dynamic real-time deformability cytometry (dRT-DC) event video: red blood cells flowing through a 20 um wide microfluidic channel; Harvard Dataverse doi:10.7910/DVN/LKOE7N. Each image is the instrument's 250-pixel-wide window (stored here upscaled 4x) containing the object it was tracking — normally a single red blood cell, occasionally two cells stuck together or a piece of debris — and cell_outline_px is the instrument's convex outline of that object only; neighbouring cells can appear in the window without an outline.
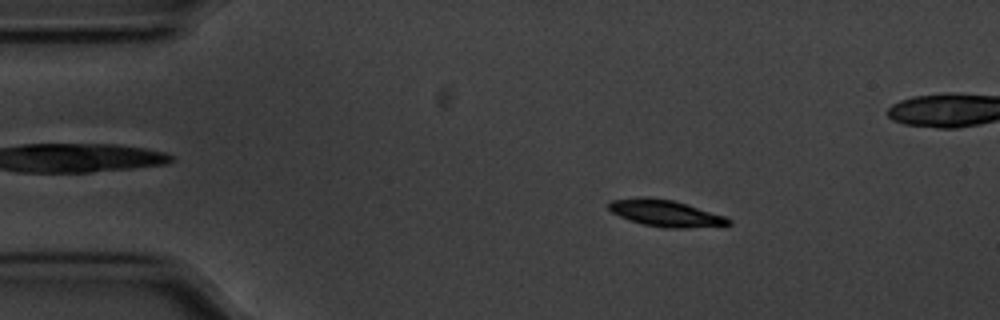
{"species": "common noctule bat (a hibernating species)", "species_latin": "Nyctalus noctula", "temperature_condition": "cold", "stored_images_in_passage": 41, "camera_frame_rate_fps": 3000, "um_per_image_px": 0.085, "animal": {"sex": "male", "body_mass_g": 20.1, "forearm_length_mm": 53.5}, "frame": {"image": 1, "passage_image": 9, "time_ms": 2.667, "image_size_px": [1000, 320], "cell_outline_px": [[732, 224], [680, 228], [664, 228], [644, 224], [620, 216], [612, 212], [608, 208], [608, 204], [612, 200], [644, 196], [648, 196], [672, 200], [728, 216], [732, 220]], "centroid_in_image_um": [56.59, 18.11], "position_along_channel_um": 28.4, "area_um2": 18.44}}
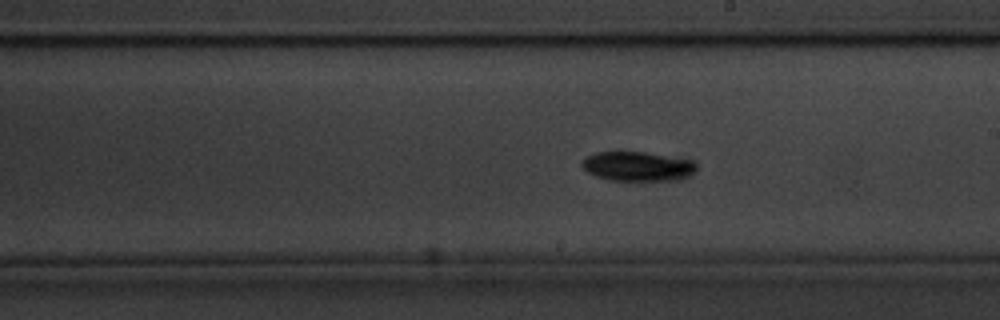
{"frame": {"image": 2, "passage_image": 31, "time_ms": 10.0, "image_size_px": [1000, 320], "cell_outline_px": [[696, 172], [688, 176], [676, 180], [608, 180], [596, 176], [588, 172], [580, 164], [588, 156], [596, 152], [644, 152], [696, 160]], "centroid_in_image_um": [54.24, 14.13], "position_along_channel_um": 234.8, "area_um2": 19.65}}
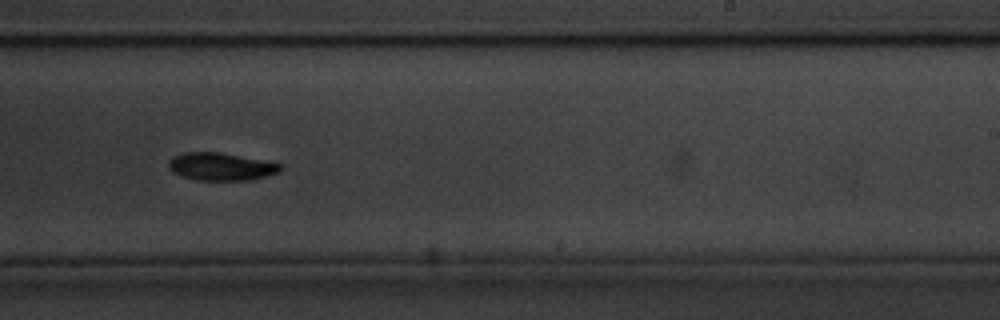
{"frame": {"image": 3, "passage_image": 34, "time_ms": 11.0, "image_size_px": [1000, 320], "cell_outline_px": [[280, 172], [248, 180], [196, 180], [172, 172], [168, 168], [168, 160], [172, 156], [184, 152], [220, 152], [280, 164]], "centroid_in_image_um": [18.7, 14.15], "position_along_channel_um": 270.3, "area_um2": 17.8}}